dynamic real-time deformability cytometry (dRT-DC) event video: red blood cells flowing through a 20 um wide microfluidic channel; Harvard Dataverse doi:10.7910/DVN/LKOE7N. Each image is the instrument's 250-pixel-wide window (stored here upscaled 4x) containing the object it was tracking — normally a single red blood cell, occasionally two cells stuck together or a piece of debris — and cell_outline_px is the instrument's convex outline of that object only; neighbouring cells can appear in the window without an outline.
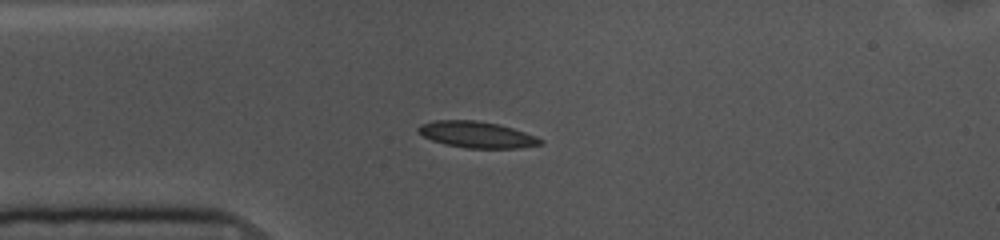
{"species": "common noctule bat (a hibernating species)", "species_latin": "Nyctalus noctula", "temperature_condition": "cold", "stored_images_in_passage": 43, "camera_frame_rate_fps": 3000, "um_per_image_px": 0.085, "animal": {"sex": "female", "body_mass_g": 10.0, "forearm_length_mm": 53.1}, "frame": {"image": 1, "passage_image": 1, "time_ms": 0.0, "image_size_px": [1000, 240], "cell_outline_px": [[544, 144], [520, 148], [468, 148], [444, 144], [432, 140], [424, 136], [416, 128], [420, 124], [432, 120], [476, 120], [500, 124], [536, 136], [544, 140]], "centroid_in_image_um": [40.55, 11.44], "position_along_channel_um": 44.5, "area_um2": 18.84}}
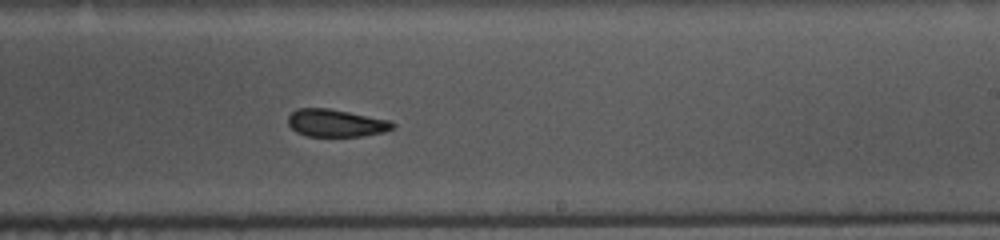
{"frame": {"image": 2, "passage_image": 20, "time_ms": 6.333, "image_size_px": [1000, 240], "cell_outline_px": [[396, 124], [392, 128], [384, 132], [360, 136], [308, 136], [296, 132], [288, 124], [288, 116], [296, 108], [328, 108], [388, 120]], "centroid_in_image_um": [28.51, 10.46], "position_along_channel_um": 260.5, "area_um2": 16.59}}
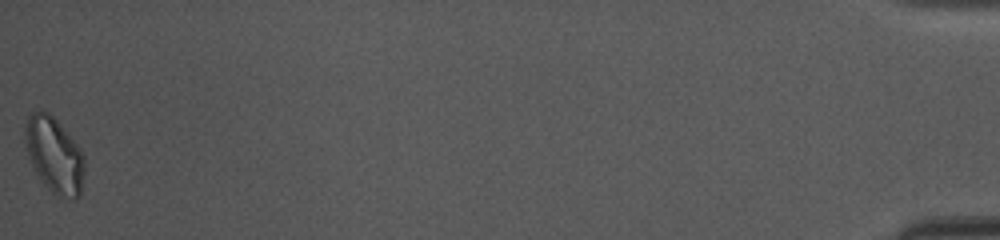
{"frame": {"image": 3, "passage_image": 43, "time_ms": 14.0, "image_size_px": [1000, 240], "cell_outline_px": [[84, 172], [80, 196], [72, 200], [56, 196], [44, 184], [36, 172], [28, 156], [24, 144], [24, 128], [28, 116], [32, 112], [48, 112], [56, 120], [80, 148], [84, 156]], "centroid_in_image_um": [4.61, 13.21], "position_along_channel_um": 430.6, "area_um2": 26.13}, "authors_computed_cell_mechanics": {"area_um2": 18.0914, "velocity_mm_per_s": 3.5795, "shape_relaxation_time_tau1_ms": 4.8737, "shape_relaxation_time_tau2_ms": 2.8317, "deformation_change_tau1": 0.1165, "deformation_change_tau2": 0.0823}}